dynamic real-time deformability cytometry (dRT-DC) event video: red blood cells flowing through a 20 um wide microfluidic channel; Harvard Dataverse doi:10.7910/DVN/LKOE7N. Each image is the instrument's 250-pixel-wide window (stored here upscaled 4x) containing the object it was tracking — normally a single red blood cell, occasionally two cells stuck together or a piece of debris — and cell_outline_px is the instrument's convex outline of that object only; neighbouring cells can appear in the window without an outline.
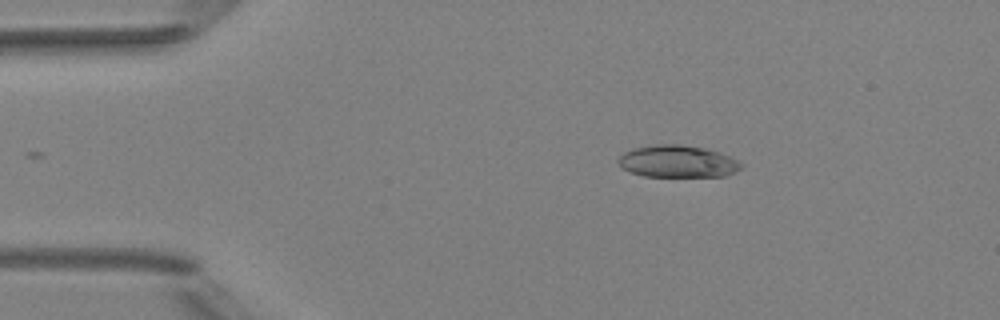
{"species": "Egyptian fruit bat (a non-hibernating species)", "species_latin": "Rousettus aegyptiacus", "temperature_condition": "room temperature", "stored_images_in_passage": 7, "camera_frame_rate_fps": 3000, "um_per_image_px": 0.085, "animal": {"sex": "female"}, "frame": {"image": 1, "passage_image": 2, "time_ms": 1.333, "image_size_px": [1000, 320], "cell_outline_px": [[744, 168], [736, 172], [724, 176], [644, 176], [632, 172], [624, 168], [616, 160], [624, 152], [632, 148], [652, 144], [680, 144], [708, 148], [720, 152], [740, 160], [744, 164]], "centroid_in_image_um": [57.67, 13.7], "position_along_channel_um": 27.3, "area_um2": 23.35}}
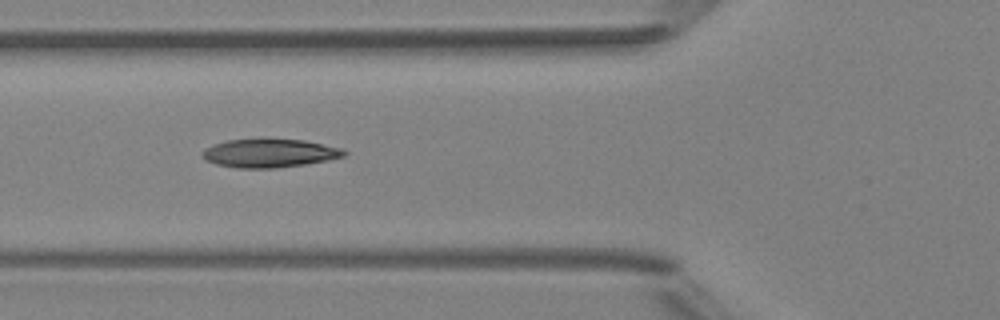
{"frame": {"image": 2, "passage_image": 5, "time_ms": 4.667, "image_size_px": [1000, 320], "cell_outline_px": [[348, 152], [344, 156], [328, 160], [304, 164], [276, 168], [236, 168], [216, 164], [204, 160], [200, 156], [200, 152], [204, 148], [228, 140], [304, 140], [344, 148]], "centroid_in_image_um": [22.9, 13.03], "position_along_channel_um": 102.9, "area_um2": 23.41}}
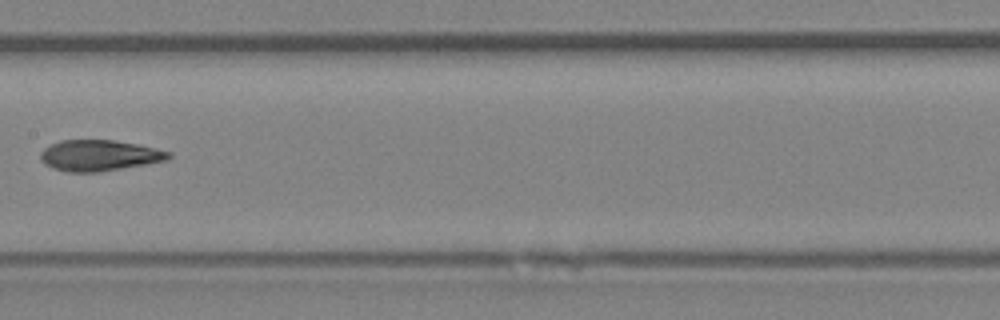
{"frame": {"image": 3, "passage_image": 7, "time_ms": 7.0, "image_size_px": [1000, 320], "cell_outline_px": [[172, 156], [168, 160], [148, 164], [100, 172], [68, 172], [52, 168], [44, 164], [40, 160], [40, 152], [44, 148], [60, 140], [112, 140], [136, 144], [156, 148], [172, 152]], "centroid_in_image_um": [8.45, 13.22], "position_along_channel_um": 199.0, "area_um2": 23.29}}